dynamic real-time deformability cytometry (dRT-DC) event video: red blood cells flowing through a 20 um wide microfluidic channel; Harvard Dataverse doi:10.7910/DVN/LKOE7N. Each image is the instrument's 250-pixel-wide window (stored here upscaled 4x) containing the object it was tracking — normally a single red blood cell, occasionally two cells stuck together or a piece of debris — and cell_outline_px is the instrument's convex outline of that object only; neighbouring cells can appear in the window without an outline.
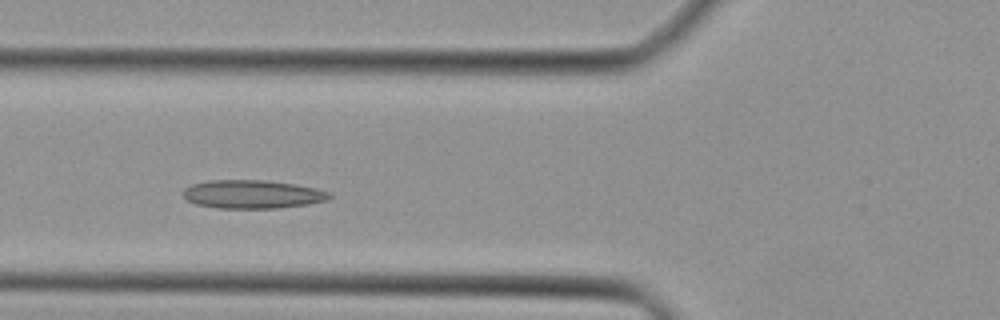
{"species": "Egyptian fruit bat (a non-hibernating species)", "species_latin": "Rousettus aegyptiacus", "temperature_condition": "cold", "stored_images_in_passage": 34, "camera_frame_rate_fps": 3000, "um_per_image_px": 0.085, "animal": {"sex": "female"}, "frame": {"image": 1, "passage_image": 5, "time_ms": 1.333, "image_size_px": [1000, 320], "cell_outline_px": [[332, 196], [328, 200], [308, 204], [280, 208], [220, 208], [196, 204], [188, 200], [184, 196], [184, 188], [192, 184], [212, 180], [264, 180], [296, 184], [316, 188], [332, 192]], "centroid_in_image_um": [21.52, 16.51], "position_along_channel_um": 104.3, "area_um2": 24.28}}
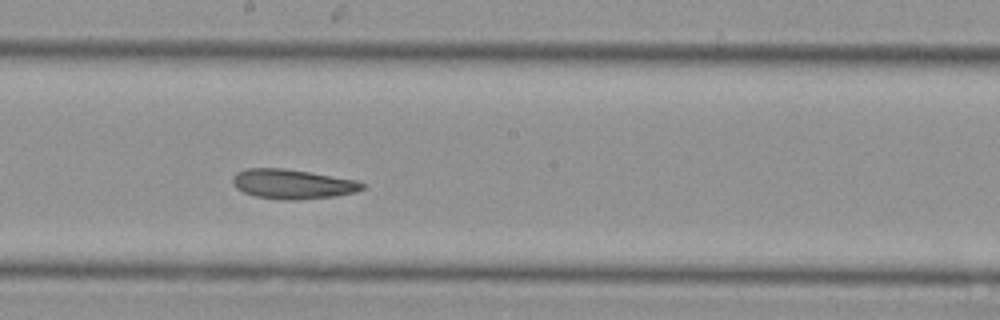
{"frame": {"image": 2, "passage_image": 13, "time_ms": 4.0, "image_size_px": [1000, 320], "cell_outline_px": [[364, 188], [356, 192], [336, 196], [300, 200], [284, 200], [256, 196], [244, 192], [236, 188], [232, 184], [232, 180], [236, 172], [248, 168], [280, 168], [308, 172], [356, 180], [364, 184]], "centroid_in_image_um": [24.85, 15.65], "position_along_channel_um": 223.3, "area_um2": 22.25}}
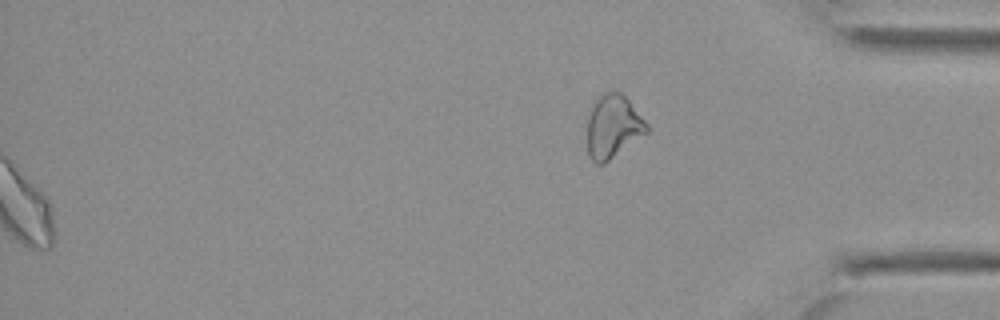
{"frame": {"image": 3, "passage_image": 34, "time_ms": 11.0, "image_size_px": [1000, 320], "cell_outline_px": [[648, 132], [604, 164], [596, 164], [592, 160], [588, 152], [588, 116], [596, 100], [604, 92], [620, 92], [628, 100], [648, 124]], "centroid_in_image_um": [52.11, 10.78], "position_along_channel_um": 383.1, "area_um2": 21.56}}